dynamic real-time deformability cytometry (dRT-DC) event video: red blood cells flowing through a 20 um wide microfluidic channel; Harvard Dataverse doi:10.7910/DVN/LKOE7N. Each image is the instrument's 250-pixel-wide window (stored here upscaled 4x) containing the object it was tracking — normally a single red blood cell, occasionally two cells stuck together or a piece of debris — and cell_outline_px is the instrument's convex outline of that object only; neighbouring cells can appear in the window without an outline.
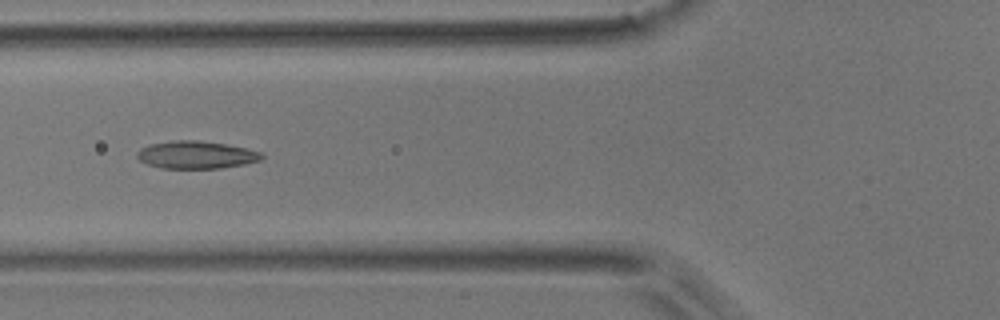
{"species": "common noctule bat (a hibernating species)", "species_latin": "Nyctalus noctula", "temperature_condition": "room temperature", "stored_images_in_passage": 7, "camera_frame_rate_fps": 3000, "um_per_image_px": 0.085, "animal": {"sex": "male", "body_mass_g": 17.9}, "frame": {"image": 1, "passage_image": 6, "time_ms": 5.667, "image_size_px": [1000, 320], "cell_outline_px": [[264, 156], [260, 160], [244, 164], [220, 168], [160, 168], [148, 164], [140, 160], [136, 156], [136, 152], [140, 148], [148, 144], [176, 140], [196, 140], [224, 144], [244, 148], [260, 152]], "centroid_in_image_um": [16.62, 13.16], "position_along_channel_um": 109.2, "area_um2": 19.88}}
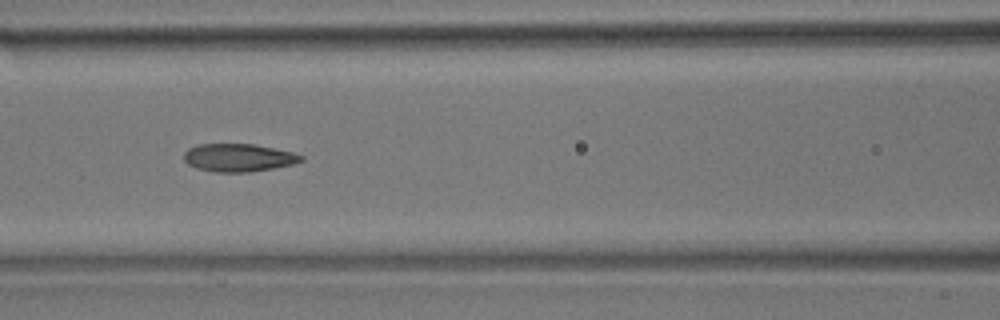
{"frame": {"image": 2, "passage_image": 7, "time_ms": 6.667, "image_size_px": [1000, 320], "cell_outline_px": [[304, 160], [296, 164], [252, 172], [212, 172], [196, 168], [188, 164], [184, 160], [184, 152], [188, 148], [196, 144], [256, 144], [292, 152], [304, 156]], "centroid_in_image_um": [20.29, 13.4], "position_along_channel_um": 146.3, "area_um2": 19.36}}